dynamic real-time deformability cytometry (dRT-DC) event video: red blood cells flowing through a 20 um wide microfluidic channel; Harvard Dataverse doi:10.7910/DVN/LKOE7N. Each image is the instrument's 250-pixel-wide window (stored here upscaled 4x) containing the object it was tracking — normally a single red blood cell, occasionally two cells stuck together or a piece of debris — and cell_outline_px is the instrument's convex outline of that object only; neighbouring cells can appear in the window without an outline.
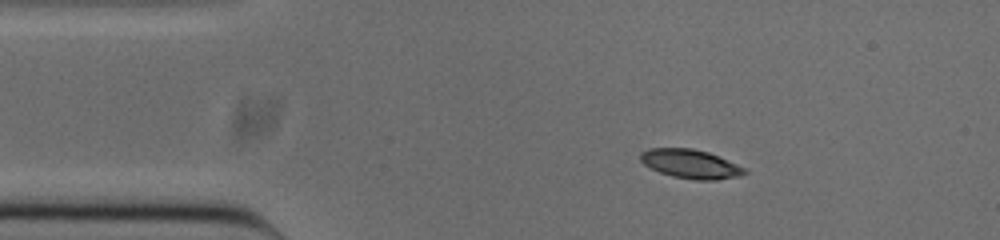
{"species": "common noctule bat (a hibernating species)", "species_latin": "Nyctalus noctula", "temperature_condition": "cold", "stored_images_in_passage": 45, "camera_frame_rate_fps": 3000, "um_per_image_px": 0.085, "animal": {"sex": "male", "body_mass_g": 20.0, "forearm_length_mm": 53.3}, "frame": {"image": 1, "passage_image": 1, "time_ms": 0.0, "image_size_px": [1000, 240], "cell_outline_px": [[748, 172], [736, 176], [716, 180], [696, 180], [672, 176], [660, 172], [644, 164], [640, 160], [640, 152], [648, 148], [692, 148], [708, 152], [736, 164], [744, 168]], "centroid_in_image_um": [58.65, 13.92], "position_along_channel_um": 26.3, "area_um2": 17.34}}
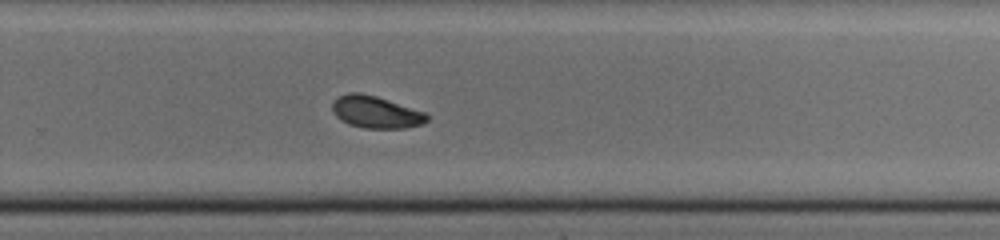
{"frame": {"image": 2, "passage_image": 26, "time_ms": 8.333, "image_size_px": [1000, 240], "cell_outline_px": [[428, 120], [424, 124], [404, 128], [364, 128], [348, 124], [340, 120], [332, 112], [332, 100], [348, 92], [360, 92], [376, 96], [424, 112], [428, 116]], "centroid_in_image_um": [31.91, 9.53], "position_along_channel_um": 297.9, "area_um2": 17.74}}
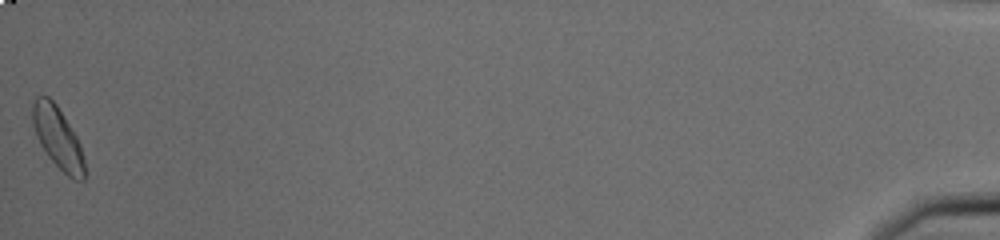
{"frame": {"image": 3, "passage_image": 45, "time_ms": 14.667, "image_size_px": [1000, 240], "cell_outline_px": [[84, 180], [72, 180], [48, 156], [40, 144], [36, 136], [32, 124], [32, 104], [36, 96], [48, 96], [56, 104], [76, 136], [80, 144], [84, 160]], "centroid_in_image_um": [4.89, 11.69], "position_along_channel_um": 430.3, "area_um2": 18.44}, "authors_computed_cell_mechanics": {"area_um2": 17.7446, "velocity_mm_per_s": 3.8374, "shape_relaxation_time_tau1_ms": 7.1006, "shape_relaxation_time_tau2_ms": 4.993, "deformation_change_tau1": 0.15, "deformation_change_tau2": 0.0801}}